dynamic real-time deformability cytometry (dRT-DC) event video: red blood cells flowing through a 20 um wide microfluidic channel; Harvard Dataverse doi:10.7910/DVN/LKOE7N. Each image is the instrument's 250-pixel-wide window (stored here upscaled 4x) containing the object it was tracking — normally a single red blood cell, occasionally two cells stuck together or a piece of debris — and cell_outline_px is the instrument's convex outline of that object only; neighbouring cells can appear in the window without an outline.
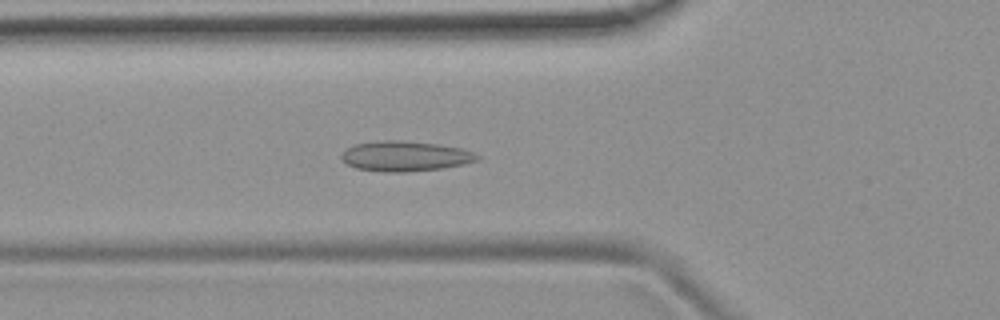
{"species": "common noctule bat (a hibernating species)", "species_latin": "Nyctalus noctula", "temperature_condition": "room temperature", "stored_images_in_passage": 37, "camera_frame_rate_fps": 3000, "um_per_image_px": 0.085, "animal": {"sex": "female", "body_mass_g": 19.9}, "frame": {"image": 1, "passage_image": 7, "time_ms": 2.0, "image_size_px": [1000, 320], "cell_outline_px": [[484, 156], [480, 160], [464, 164], [444, 168], [404, 172], [384, 172], [356, 168], [348, 164], [340, 156], [348, 148], [356, 144], [384, 140], [400, 140], [440, 144], [460, 148]], "centroid_in_image_um": [34.51, 13.27], "position_along_channel_um": 91.3, "area_um2": 23.87}}
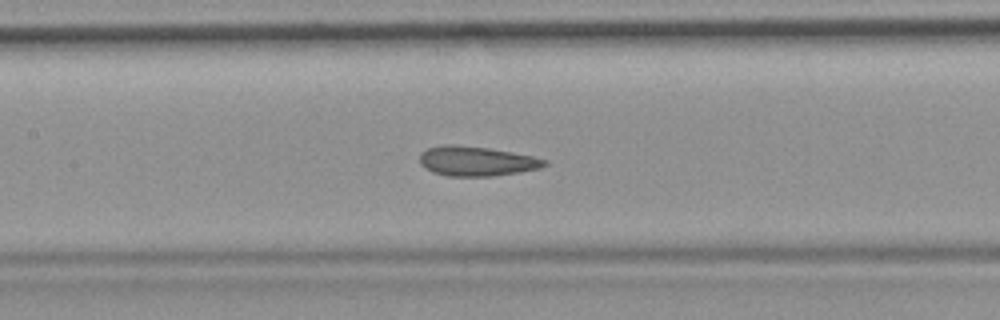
{"frame": {"image": 2, "passage_image": 13, "time_ms": 4.0, "image_size_px": [1000, 320], "cell_outline_px": [[548, 164], [540, 168], [520, 172], [492, 176], [448, 176], [432, 172], [424, 168], [420, 164], [420, 156], [428, 148], [444, 144], [452, 144], [488, 148], [512, 152], [532, 156], [548, 160]], "centroid_in_image_um": [40.51, 13.7], "position_along_channel_um": 166.9, "area_um2": 21.56}}
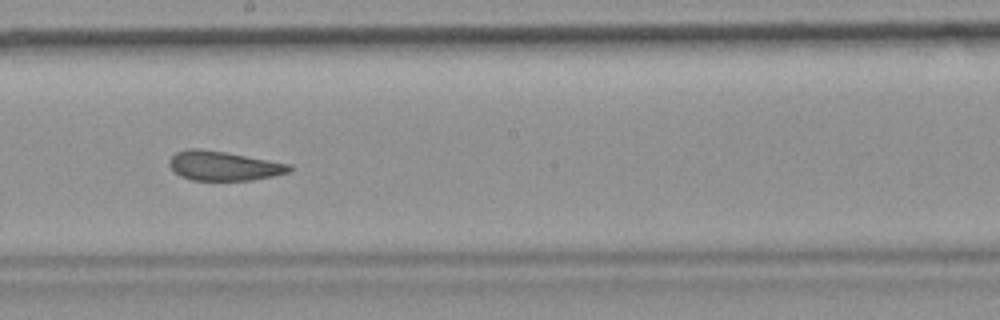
{"frame": {"image": 3, "passage_image": 18, "time_ms": 5.667, "image_size_px": [1000, 320], "cell_outline_px": [[292, 168], [288, 172], [272, 176], [252, 180], [192, 180], [180, 176], [172, 172], [168, 164], [168, 160], [176, 152], [188, 148], [200, 148], [224, 152], [292, 164]], "centroid_in_image_um": [18.95, 14.09], "position_along_channel_um": 229.2, "area_um2": 20.63}, "authors_computed_cell_mechanics": {"area_um2": 21.2704, "velocity_mm_per_s": 3.7679, "shape_relaxation_time_tau1_ms": null, "shape_relaxation_time_tau2_ms": 2.1263, "deformation_change_tau1": null, "deformation_change_tau2": 0.078}}